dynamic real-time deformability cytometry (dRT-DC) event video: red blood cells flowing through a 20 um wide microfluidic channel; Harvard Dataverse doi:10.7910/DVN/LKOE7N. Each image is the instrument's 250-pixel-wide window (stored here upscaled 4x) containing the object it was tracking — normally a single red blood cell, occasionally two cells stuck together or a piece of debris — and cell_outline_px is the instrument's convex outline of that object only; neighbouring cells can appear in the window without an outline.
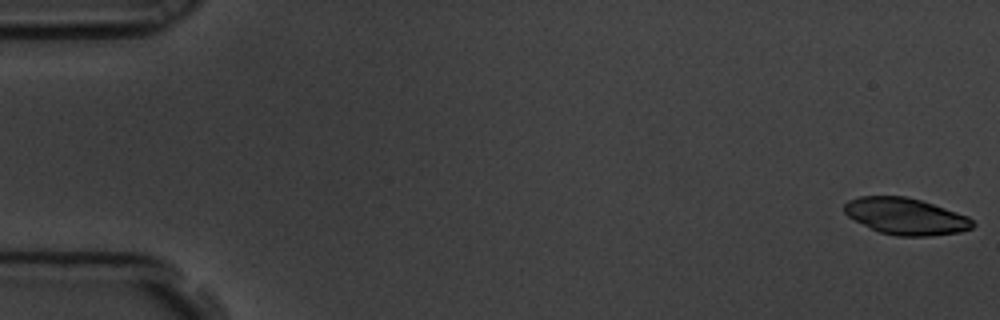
{"species": "common noctule bat (a hibernating species)", "species_latin": "Nyctalus noctula", "temperature_condition": "room temperature", "stored_images_in_passage": 59, "camera_frame_rate_fps": 3000, "um_per_image_px": 0.085, "animal": {"sex": "male", "body_mass_g": 19.5, "forearm_length_mm": 54.6}, "frame": {"image": 1, "passage_image": 1, "time_ms": 0.0, "image_size_px": [1000, 320], "cell_outline_px": [[976, 224], [972, 228], [960, 232], [932, 236], [896, 236], [880, 232], [848, 216], [844, 212], [844, 204], [848, 200], [860, 196], [904, 196], [920, 200], [968, 216]], "centroid_in_image_um": [77.0, 18.39], "position_along_channel_um": 8.0, "area_um2": 27.17}}
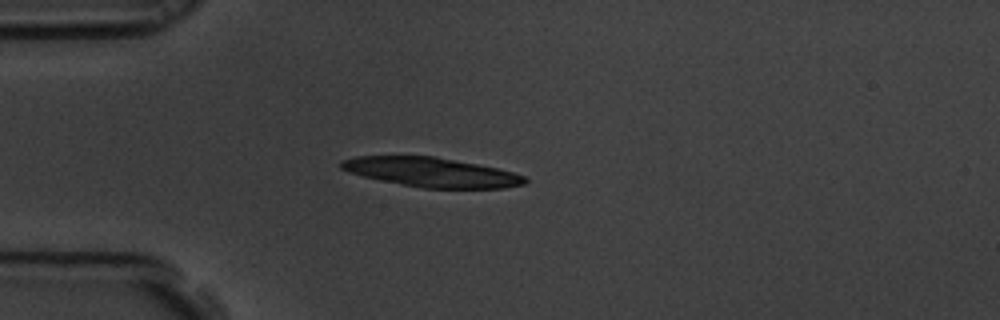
{"frame": {"image": 2, "passage_image": 16, "time_ms": 5.0, "image_size_px": [1000, 320], "cell_outline_px": [[528, 180], [524, 184], [504, 188], [424, 188], [380, 180], [348, 172], [340, 168], [340, 160], [356, 156], [432, 156], [476, 164], [496, 168], [512, 172], [524, 176]], "centroid_in_image_um": [36.64, 14.64], "position_along_channel_um": 48.4, "area_um2": 31.15}}